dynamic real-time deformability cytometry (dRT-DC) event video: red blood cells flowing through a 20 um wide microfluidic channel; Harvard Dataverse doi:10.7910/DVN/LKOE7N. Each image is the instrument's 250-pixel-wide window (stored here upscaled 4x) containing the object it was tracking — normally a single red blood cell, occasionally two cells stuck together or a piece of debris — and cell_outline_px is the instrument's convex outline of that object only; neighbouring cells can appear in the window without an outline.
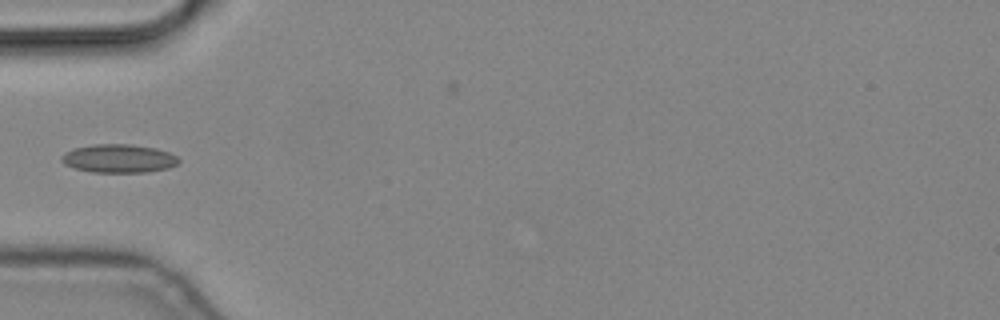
{"species": "common noctule bat (a hibernating species)", "species_latin": "Nyctalus noctula", "temperature_condition": "cold", "stored_images_in_passage": 6, "camera_frame_rate_fps": 3000, "um_per_image_px": 0.085, "animal": {"sex": "male", "body_mass_g": 19.2, "forearm_length_mm": 51.8}, "frame": {"image": 1, "passage_image": 5, "time_ms": 1.333, "image_size_px": [1000, 320], "cell_outline_px": [[180, 160], [176, 164], [168, 168], [148, 172], [92, 172], [76, 168], [64, 164], [60, 160], [60, 156], [64, 152], [72, 148], [92, 144], [132, 144], [156, 148], [168, 152], [176, 156]], "centroid_in_image_um": [10.05, 13.46], "position_along_channel_um": 74.9, "area_um2": 19.54}}